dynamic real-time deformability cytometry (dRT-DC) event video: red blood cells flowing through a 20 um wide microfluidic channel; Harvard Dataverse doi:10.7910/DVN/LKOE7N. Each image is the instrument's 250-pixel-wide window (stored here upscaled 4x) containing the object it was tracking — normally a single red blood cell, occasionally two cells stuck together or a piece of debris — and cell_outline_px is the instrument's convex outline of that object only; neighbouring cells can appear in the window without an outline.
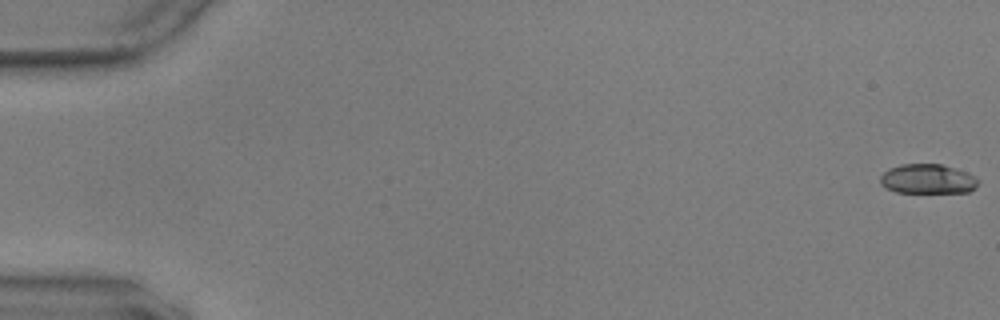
{"species": "common noctule bat (a hibernating species)", "species_latin": "Nyctalus noctula", "temperature_condition": "warm", "stored_images_in_passage": 57, "camera_frame_rate_fps": 3000, "um_per_image_px": 0.085, "animal": {"sex": "male", "body_mass_g": 17.9, "forearm_length_mm": 54.2}, "frame": {"image": 1, "passage_image": 1, "time_ms": 0.0, "image_size_px": [1000, 320], "cell_outline_px": [[980, 180], [976, 188], [968, 192], [896, 192], [884, 188], [880, 184], [880, 176], [888, 168], [900, 164], [940, 164], [976, 176]], "centroid_in_image_um": [78.82, 15.22], "position_along_channel_um": 6.2, "area_um2": 16.94}}
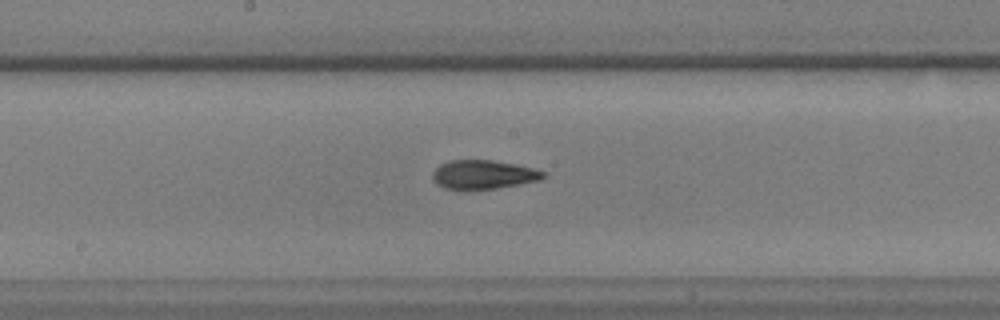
{"frame": {"image": 2, "passage_image": 31, "time_ms": 10.0, "image_size_px": [1000, 320], "cell_outline_px": [[548, 172], [540, 180], [496, 188], [464, 192], [444, 188], [436, 184], [432, 180], [432, 172], [440, 164], [448, 160], [492, 160], [516, 164]], "centroid_in_image_um": [41.02, 14.86], "position_along_channel_um": 207.2, "area_um2": 19.19}}
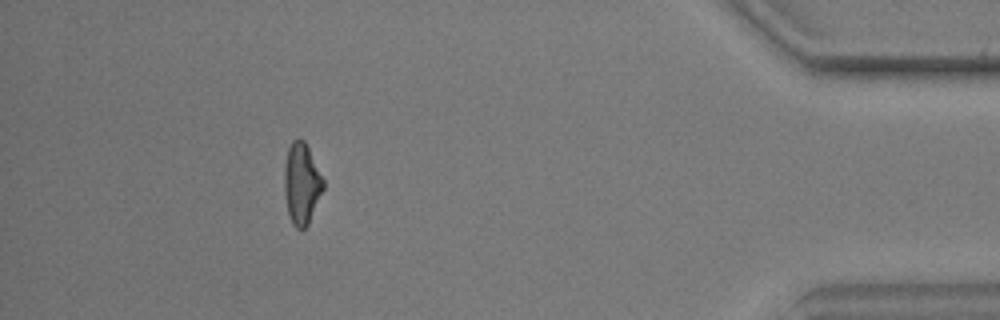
{"frame": {"image": 3, "passage_image": 52, "time_ms": 17.0, "image_size_px": [1000, 320], "cell_outline_px": [[324, 188], [308, 224], [304, 228], [296, 228], [292, 224], [288, 212], [284, 192], [284, 168], [288, 148], [292, 140], [304, 140], [324, 180]], "centroid_in_image_um": [25.63, 15.61], "position_along_channel_um": 409.6, "area_um2": 18.21}, "authors_computed_cell_mechanics": {"area_um2": 18.4382, "velocity_mm_per_s": 3.6093, "shape_relaxation_time_tau1_ms": 5.3059, "shape_relaxation_time_tau2_ms": 2.7431, "deformation_change_tau1": 0.1867, "deformation_change_tau2": 0.1028}}